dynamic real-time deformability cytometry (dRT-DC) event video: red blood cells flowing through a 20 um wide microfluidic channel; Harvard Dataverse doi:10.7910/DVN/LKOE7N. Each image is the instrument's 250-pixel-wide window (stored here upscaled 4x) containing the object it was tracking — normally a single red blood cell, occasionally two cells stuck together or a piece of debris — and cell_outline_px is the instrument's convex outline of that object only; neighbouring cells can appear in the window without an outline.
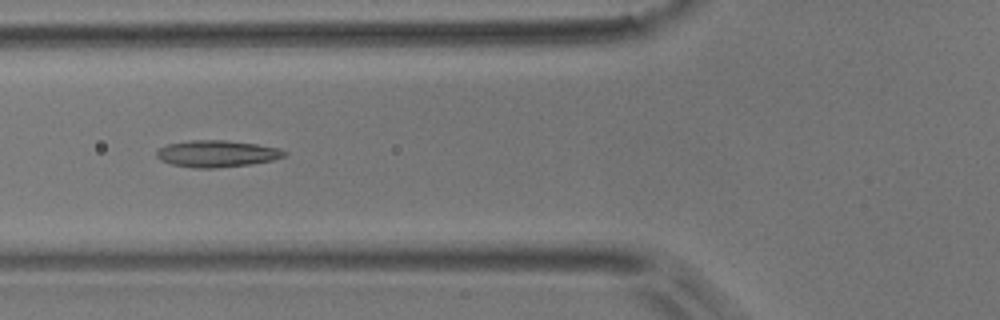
{"species": "common noctule bat (a hibernating species)", "species_latin": "Nyctalus noctula", "temperature_condition": "room temperature", "stored_images_in_passage": 8, "camera_frame_rate_fps": 3000, "um_per_image_px": 0.085, "animal": {"sex": "male", "body_mass_g": 17.9}, "frame": {"image": 1, "passage_image": 5, "time_ms": 1.333, "image_size_px": [1000, 320], "cell_outline_px": [[288, 152], [284, 156], [272, 160], [252, 164], [216, 168], [192, 168], [172, 164], [160, 160], [156, 156], [156, 152], [160, 148], [168, 144], [192, 140], [224, 140], [256, 144], [280, 148]], "centroid_in_image_um": [18.44, 13.07], "position_along_channel_um": 107.4, "area_um2": 19.88}}
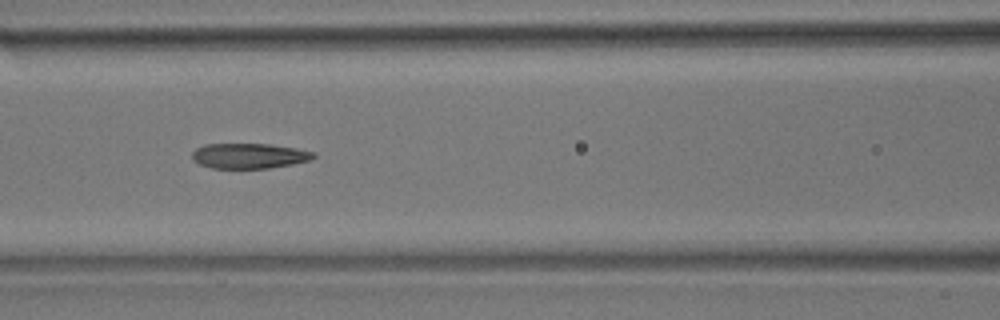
{"frame": {"image": 2, "passage_image": 6, "time_ms": 1.667, "image_size_px": [1000, 320], "cell_outline_px": [[316, 156], [312, 160], [292, 164], [268, 168], [212, 168], [200, 164], [192, 160], [192, 152], [196, 148], [204, 144], [268, 144], [296, 148], [316, 152]], "centroid_in_image_um": [21.19, 13.24], "position_along_channel_um": 145.4, "area_um2": 17.92}}
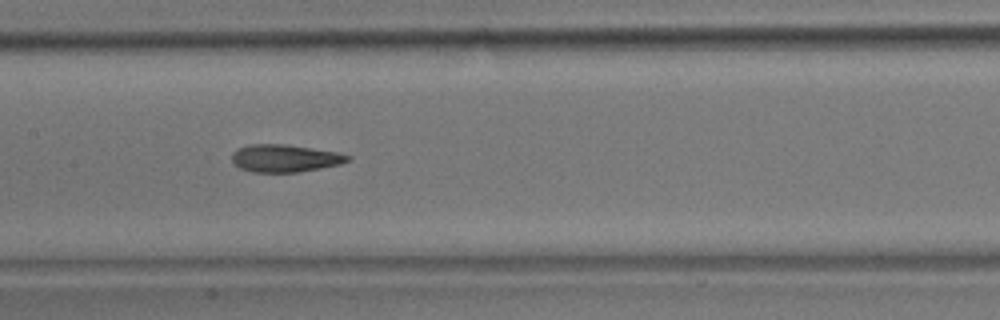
{"frame": {"image": 3, "passage_image": 7, "time_ms": 2.0, "image_size_px": [1000, 320], "cell_outline_px": [[352, 160], [340, 164], [320, 168], [296, 172], [252, 172], [240, 168], [232, 160], [232, 152], [236, 148], [248, 144], [284, 144], [336, 152], [352, 156]], "centroid_in_image_um": [24.2, 13.44], "position_along_channel_um": 183.2, "area_um2": 18.55}}